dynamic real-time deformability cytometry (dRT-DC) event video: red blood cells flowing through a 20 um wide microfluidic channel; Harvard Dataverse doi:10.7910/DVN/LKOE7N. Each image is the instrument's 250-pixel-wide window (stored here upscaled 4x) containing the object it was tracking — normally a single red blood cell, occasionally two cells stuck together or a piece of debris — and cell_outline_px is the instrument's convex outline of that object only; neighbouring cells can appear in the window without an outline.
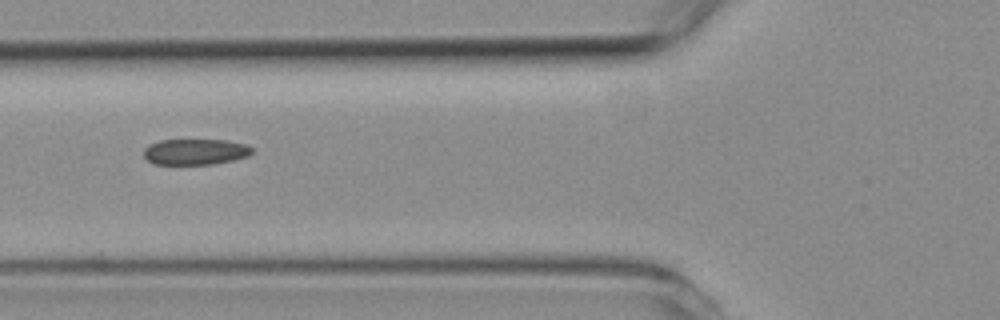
{"species": "common noctule bat (a hibernating species)", "species_latin": "Nyctalus noctula", "temperature_condition": "room temperature", "stored_images_in_passage": 6, "camera_frame_rate_fps": 3000, "um_per_image_px": 0.085, "animal": {"sex": "female", "body_mass_g": 19.3, "forearm_length_mm": 54.1}, "frame": {"image": 1, "passage_image": 3, "time_ms": 3.333, "image_size_px": [1000, 320], "cell_outline_px": [[252, 152], [248, 156], [232, 160], [212, 164], [152, 164], [144, 156], [144, 148], [148, 144], [160, 140], [224, 140], [244, 144], [252, 148]], "centroid_in_image_um": [16.55, 12.9], "position_along_channel_um": 109.2, "area_um2": 16.24}}
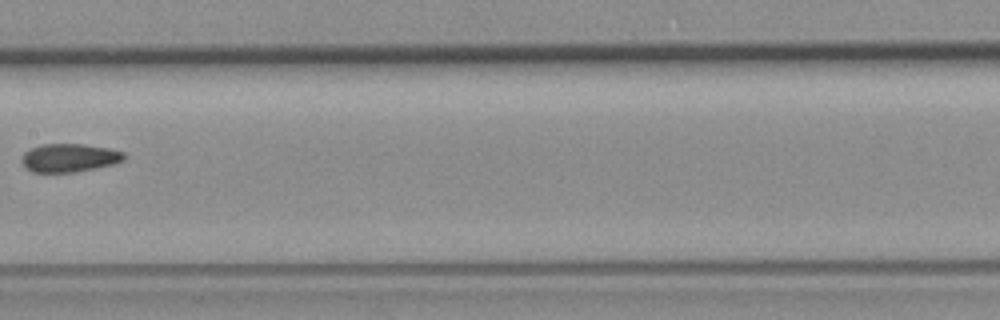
{"frame": {"image": 2, "passage_image": 5, "time_ms": 5.667, "image_size_px": [1000, 320], "cell_outline_px": [[124, 160], [112, 164], [96, 168], [76, 172], [32, 172], [24, 164], [24, 152], [32, 148], [44, 144], [80, 144], [108, 148], [124, 152]], "centroid_in_image_um": [5.93, 13.41], "position_along_channel_um": 201.5, "area_um2": 16.53}}
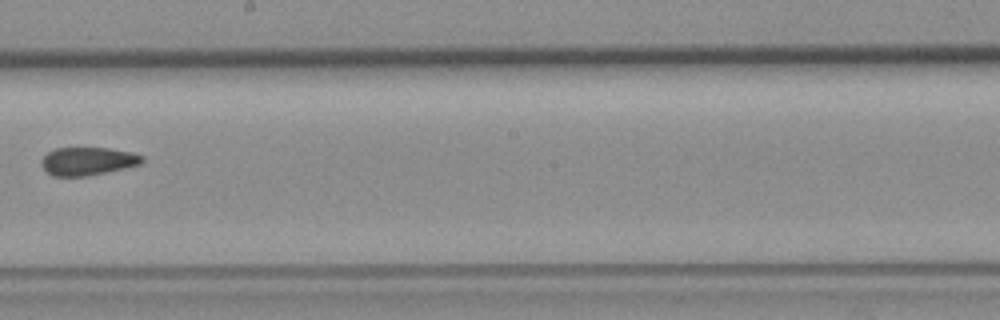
{"frame": {"image": 3, "passage_image": 6, "time_ms": 6.667, "image_size_px": [1000, 320], "cell_outline_px": [[144, 160], [140, 164], [124, 168], [84, 176], [52, 176], [44, 168], [40, 160], [48, 152], [56, 148], [108, 148], [132, 152], [144, 156]], "centroid_in_image_um": [7.46, 13.69], "position_along_channel_um": 240.7, "area_um2": 16.3}}